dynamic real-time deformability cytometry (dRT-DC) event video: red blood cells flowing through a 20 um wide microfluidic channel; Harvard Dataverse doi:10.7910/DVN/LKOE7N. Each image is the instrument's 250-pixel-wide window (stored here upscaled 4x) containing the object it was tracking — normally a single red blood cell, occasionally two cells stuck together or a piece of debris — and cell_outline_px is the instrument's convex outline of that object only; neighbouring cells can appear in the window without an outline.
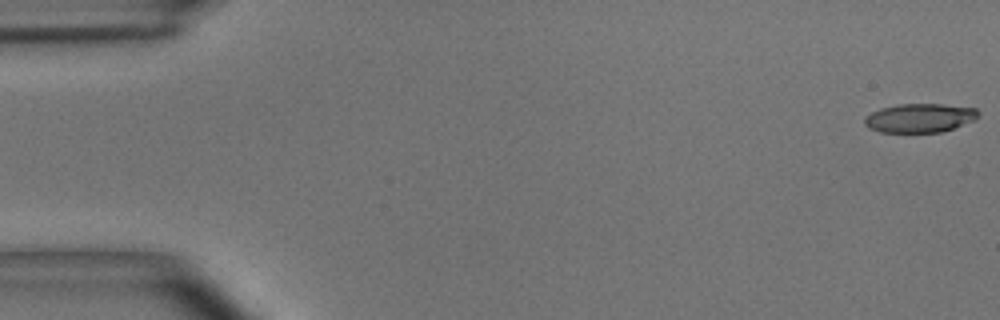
{"species": "common noctule bat (a hibernating species)", "species_latin": "Nyctalus noctula", "temperature_condition": "room temperature", "stored_images_in_passage": 5, "camera_frame_rate_fps": 3000, "um_per_image_px": 0.085, "animal": {"sex": "male", "body_mass_g": 15.6}, "frame": {"image": 1, "passage_image": 1, "time_ms": 0.0, "image_size_px": [1000, 320], "cell_outline_px": [[980, 116], [976, 120], [944, 132], [880, 132], [868, 128], [864, 124], [864, 120], [872, 112], [880, 108], [896, 104], [944, 104], [976, 108], [980, 112]], "centroid_in_image_um": [78.23, 10.03], "position_along_channel_um": 6.8, "area_um2": 19.42}}
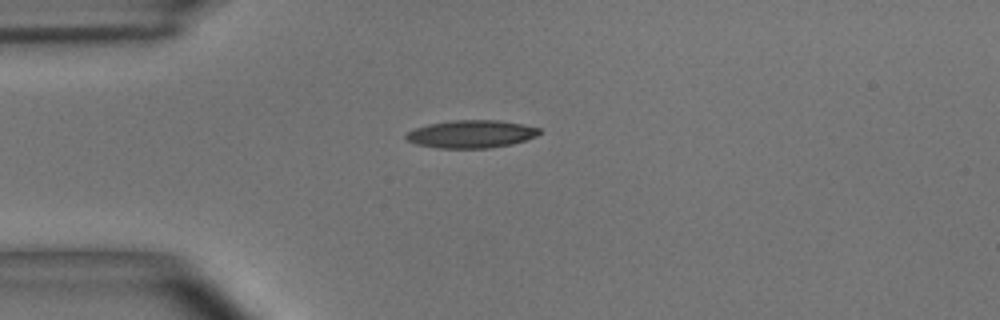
{"frame": {"image": 2, "passage_image": 4, "time_ms": 1.0, "image_size_px": [1000, 320], "cell_outline_px": [[540, 132], [536, 136], [512, 144], [488, 148], [440, 148], [416, 144], [408, 140], [404, 136], [408, 132], [416, 128], [428, 124], [452, 120], [500, 120], [524, 124], [540, 128]], "centroid_in_image_um": [40.07, 11.38], "position_along_channel_um": 44.9, "area_um2": 21.5}}
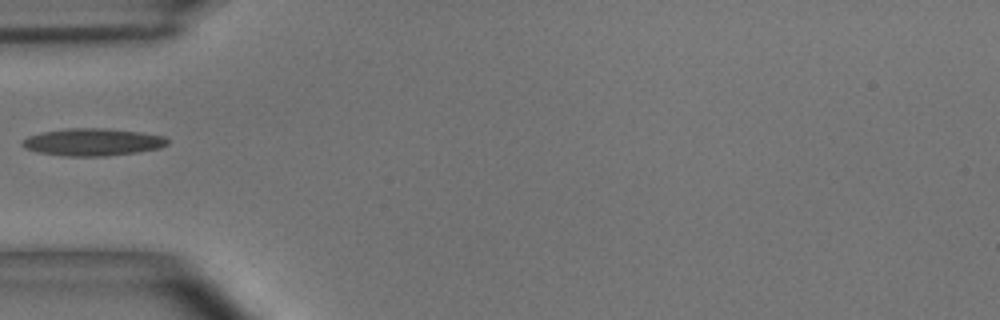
{"frame": {"image": 3, "passage_image": 5, "time_ms": 1.333, "image_size_px": [1000, 320], "cell_outline_px": [[168, 144], [160, 148], [136, 152], [104, 156], [64, 156], [40, 152], [28, 148], [20, 144], [20, 140], [28, 136], [40, 132], [64, 128], [104, 128], [140, 132], [164, 136], [168, 140]], "centroid_in_image_um": [7.86, 12.06], "position_along_channel_um": 77.1, "area_um2": 23.12}}